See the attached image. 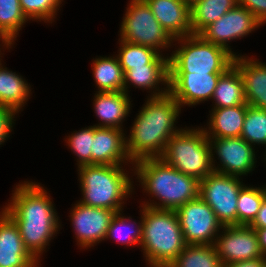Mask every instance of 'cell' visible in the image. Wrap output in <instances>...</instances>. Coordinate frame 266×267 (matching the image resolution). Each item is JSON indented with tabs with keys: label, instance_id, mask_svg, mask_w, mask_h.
I'll use <instances>...</instances> for the list:
<instances>
[{
	"label": "cell",
	"instance_id": "6da1fadb",
	"mask_svg": "<svg viewBox=\"0 0 266 267\" xmlns=\"http://www.w3.org/2000/svg\"><path fill=\"white\" fill-rule=\"evenodd\" d=\"M167 88L150 96L135 119L126 140V151L133 165L141 159L161 157L167 142L180 131L174 128L180 105Z\"/></svg>",
	"mask_w": 266,
	"mask_h": 267
},
{
	"label": "cell",
	"instance_id": "7a4b0ae2",
	"mask_svg": "<svg viewBox=\"0 0 266 267\" xmlns=\"http://www.w3.org/2000/svg\"><path fill=\"white\" fill-rule=\"evenodd\" d=\"M11 201L3 210L17 224L25 248L38 261L59 227L50 197L39 184L24 182L16 187Z\"/></svg>",
	"mask_w": 266,
	"mask_h": 267
},
{
	"label": "cell",
	"instance_id": "3957f363",
	"mask_svg": "<svg viewBox=\"0 0 266 267\" xmlns=\"http://www.w3.org/2000/svg\"><path fill=\"white\" fill-rule=\"evenodd\" d=\"M138 179L151 195L162 204L144 203L154 209L176 210L188 201L199 197L200 181L176 170L162 158H145L135 162Z\"/></svg>",
	"mask_w": 266,
	"mask_h": 267
},
{
	"label": "cell",
	"instance_id": "277c9868",
	"mask_svg": "<svg viewBox=\"0 0 266 267\" xmlns=\"http://www.w3.org/2000/svg\"><path fill=\"white\" fill-rule=\"evenodd\" d=\"M142 240L148 264L169 265L186 247L175 210L154 209L143 205Z\"/></svg>",
	"mask_w": 266,
	"mask_h": 267
},
{
	"label": "cell",
	"instance_id": "5b68a950",
	"mask_svg": "<svg viewBox=\"0 0 266 267\" xmlns=\"http://www.w3.org/2000/svg\"><path fill=\"white\" fill-rule=\"evenodd\" d=\"M83 198L80 203L97 208L122 211L121 202L132 184L119 165H84L78 167Z\"/></svg>",
	"mask_w": 266,
	"mask_h": 267
},
{
	"label": "cell",
	"instance_id": "8992f818",
	"mask_svg": "<svg viewBox=\"0 0 266 267\" xmlns=\"http://www.w3.org/2000/svg\"><path fill=\"white\" fill-rule=\"evenodd\" d=\"M213 157L204 129L181 128L167 142L160 158L176 170L200 181L214 172Z\"/></svg>",
	"mask_w": 266,
	"mask_h": 267
},
{
	"label": "cell",
	"instance_id": "52a82bcc",
	"mask_svg": "<svg viewBox=\"0 0 266 267\" xmlns=\"http://www.w3.org/2000/svg\"><path fill=\"white\" fill-rule=\"evenodd\" d=\"M175 40L183 45L169 57V73H224L233 65L234 56L228 50L200 35Z\"/></svg>",
	"mask_w": 266,
	"mask_h": 267
},
{
	"label": "cell",
	"instance_id": "ba28073f",
	"mask_svg": "<svg viewBox=\"0 0 266 267\" xmlns=\"http://www.w3.org/2000/svg\"><path fill=\"white\" fill-rule=\"evenodd\" d=\"M120 28L121 40L160 51L174 40L160 25L145 0H132ZM159 49V50H158Z\"/></svg>",
	"mask_w": 266,
	"mask_h": 267
},
{
	"label": "cell",
	"instance_id": "9c48e42d",
	"mask_svg": "<svg viewBox=\"0 0 266 267\" xmlns=\"http://www.w3.org/2000/svg\"><path fill=\"white\" fill-rule=\"evenodd\" d=\"M243 186L237 176L213 172L200 180L199 197L212 208L223 226L237 225L238 195Z\"/></svg>",
	"mask_w": 266,
	"mask_h": 267
},
{
	"label": "cell",
	"instance_id": "30bf717a",
	"mask_svg": "<svg viewBox=\"0 0 266 267\" xmlns=\"http://www.w3.org/2000/svg\"><path fill=\"white\" fill-rule=\"evenodd\" d=\"M175 211L186 244L211 245L215 243L216 232L222 229L223 225L218 221L212 208L201 197L188 201Z\"/></svg>",
	"mask_w": 266,
	"mask_h": 267
},
{
	"label": "cell",
	"instance_id": "8fae6325",
	"mask_svg": "<svg viewBox=\"0 0 266 267\" xmlns=\"http://www.w3.org/2000/svg\"><path fill=\"white\" fill-rule=\"evenodd\" d=\"M223 231L224 236H219L214 243L223 266L264 257L259 247L257 231L250 226H223Z\"/></svg>",
	"mask_w": 266,
	"mask_h": 267
},
{
	"label": "cell",
	"instance_id": "7c38bea8",
	"mask_svg": "<svg viewBox=\"0 0 266 267\" xmlns=\"http://www.w3.org/2000/svg\"><path fill=\"white\" fill-rule=\"evenodd\" d=\"M260 25L261 23L247 8L237 5L207 26L199 35L205 41L225 48L236 57V53H232L227 42L246 36Z\"/></svg>",
	"mask_w": 266,
	"mask_h": 267
},
{
	"label": "cell",
	"instance_id": "4fadbf2b",
	"mask_svg": "<svg viewBox=\"0 0 266 267\" xmlns=\"http://www.w3.org/2000/svg\"><path fill=\"white\" fill-rule=\"evenodd\" d=\"M208 139L211 149H216L215 152L222 164L221 168H216L214 166V172L239 177L253 170L256 159L255 152L252 148L253 146L247 143L243 138Z\"/></svg>",
	"mask_w": 266,
	"mask_h": 267
},
{
	"label": "cell",
	"instance_id": "5bb4252c",
	"mask_svg": "<svg viewBox=\"0 0 266 267\" xmlns=\"http://www.w3.org/2000/svg\"><path fill=\"white\" fill-rule=\"evenodd\" d=\"M223 73H169V94L179 103L195 105L212 99Z\"/></svg>",
	"mask_w": 266,
	"mask_h": 267
},
{
	"label": "cell",
	"instance_id": "9a60e30c",
	"mask_svg": "<svg viewBox=\"0 0 266 267\" xmlns=\"http://www.w3.org/2000/svg\"><path fill=\"white\" fill-rule=\"evenodd\" d=\"M115 211L90 207L80 202L72 210L71 221L81 247H90L106 239Z\"/></svg>",
	"mask_w": 266,
	"mask_h": 267
},
{
	"label": "cell",
	"instance_id": "2e32d148",
	"mask_svg": "<svg viewBox=\"0 0 266 267\" xmlns=\"http://www.w3.org/2000/svg\"><path fill=\"white\" fill-rule=\"evenodd\" d=\"M2 211L0 214V267H37V260L23 244L17 224L4 210Z\"/></svg>",
	"mask_w": 266,
	"mask_h": 267
},
{
	"label": "cell",
	"instance_id": "e0dca14e",
	"mask_svg": "<svg viewBox=\"0 0 266 267\" xmlns=\"http://www.w3.org/2000/svg\"><path fill=\"white\" fill-rule=\"evenodd\" d=\"M122 129L94 126L91 165H121L130 162Z\"/></svg>",
	"mask_w": 266,
	"mask_h": 267
},
{
	"label": "cell",
	"instance_id": "ac0fdd59",
	"mask_svg": "<svg viewBox=\"0 0 266 267\" xmlns=\"http://www.w3.org/2000/svg\"><path fill=\"white\" fill-rule=\"evenodd\" d=\"M160 25L173 38L192 35L190 5L183 0H145Z\"/></svg>",
	"mask_w": 266,
	"mask_h": 267
},
{
	"label": "cell",
	"instance_id": "d6986e66",
	"mask_svg": "<svg viewBox=\"0 0 266 267\" xmlns=\"http://www.w3.org/2000/svg\"><path fill=\"white\" fill-rule=\"evenodd\" d=\"M238 56L234 57L233 65L239 70L243 79L247 104L266 109V65Z\"/></svg>",
	"mask_w": 266,
	"mask_h": 267
},
{
	"label": "cell",
	"instance_id": "ffe728a7",
	"mask_svg": "<svg viewBox=\"0 0 266 267\" xmlns=\"http://www.w3.org/2000/svg\"><path fill=\"white\" fill-rule=\"evenodd\" d=\"M124 91L99 92L94 99L96 115L102 120L97 127L122 129L120 122L130 111V100Z\"/></svg>",
	"mask_w": 266,
	"mask_h": 267
},
{
	"label": "cell",
	"instance_id": "44dd1931",
	"mask_svg": "<svg viewBox=\"0 0 266 267\" xmlns=\"http://www.w3.org/2000/svg\"><path fill=\"white\" fill-rule=\"evenodd\" d=\"M247 107L248 104L214 108L209 120L210 132H207L208 130L204 128L207 138L240 137L243 130Z\"/></svg>",
	"mask_w": 266,
	"mask_h": 267
},
{
	"label": "cell",
	"instance_id": "7402d4cb",
	"mask_svg": "<svg viewBox=\"0 0 266 267\" xmlns=\"http://www.w3.org/2000/svg\"><path fill=\"white\" fill-rule=\"evenodd\" d=\"M214 108H225L247 104L243 79L239 70L230 66L220 77L214 90Z\"/></svg>",
	"mask_w": 266,
	"mask_h": 267
},
{
	"label": "cell",
	"instance_id": "603a6c76",
	"mask_svg": "<svg viewBox=\"0 0 266 267\" xmlns=\"http://www.w3.org/2000/svg\"><path fill=\"white\" fill-rule=\"evenodd\" d=\"M238 5V0H197L190 6L191 27L199 35L226 12Z\"/></svg>",
	"mask_w": 266,
	"mask_h": 267
},
{
	"label": "cell",
	"instance_id": "cb8c5ba5",
	"mask_svg": "<svg viewBox=\"0 0 266 267\" xmlns=\"http://www.w3.org/2000/svg\"><path fill=\"white\" fill-rule=\"evenodd\" d=\"M30 91L24 79L3 68L0 61V105L18 113L28 99Z\"/></svg>",
	"mask_w": 266,
	"mask_h": 267
},
{
	"label": "cell",
	"instance_id": "d4e9b609",
	"mask_svg": "<svg viewBox=\"0 0 266 267\" xmlns=\"http://www.w3.org/2000/svg\"><path fill=\"white\" fill-rule=\"evenodd\" d=\"M93 75L99 92L124 91V72L118 58H96Z\"/></svg>",
	"mask_w": 266,
	"mask_h": 267
},
{
	"label": "cell",
	"instance_id": "484cf974",
	"mask_svg": "<svg viewBox=\"0 0 266 267\" xmlns=\"http://www.w3.org/2000/svg\"><path fill=\"white\" fill-rule=\"evenodd\" d=\"M170 267H224L214 244H187Z\"/></svg>",
	"mask_w": 266,
	"mask_h": 267
},
{
	"label": "cell",
	"instance_id": "4316f807",
	"mask_svg": "<svg viewBox=\"0 0 266 267\" xmlns=\"http://www.w3.org/2000/svg\"><path fill=\"white\" fill-rule=\"evenodd\" d=\"M121 48L117 56L124 74L132 67L146 64H169V58H163L157 50L121 40Z\"/></svg>",
	"mask_w": 266,
	"mask_h": 267
},
{
	"label": "cell",
	"instance_id": "83f0119b",
	"mask_svg": "<svg viewBox=\"0 0 266 267\" xmlns=\"http://www.w3.org/2000/svg\"><path fill=\"white\" fill-rule=\"evenodd\" d=\"M162 81L169 86V64H146L132 67L124 74V92L127 93L129 82L139 88L156 89L158 83Z\"/></svg>",
	"mask_w": 266,
	"mask_h": 267
},
{
	"label": "cell",
	"instance_id": "f1b7e54d",
	"mask_svg": "<svg viewBox=\"0 0 266 267\" xmlns=\"http://www.w3.org/2000/svg\"><path fill=\"white\" fill-rule=\"evenodd\" d=\"M19 0H0V40L7 48L26 22Z\"/></svg>",
	"mask_w": 266,
	"mask_h": 267
},
{
	"label": "cell",
	"instance_id": "f546056e",
	"mask_svg": "<svg viewBox=\"0 0 266 267\" xmlns=\"http://www.w3.org/2000/svg\"><path fill=\"white\" fill-rule=\"evenodd\" d=\"M266 198V188L243 186L238 195L237 225L249 226Z\"/></svg>",
	"mask_w": 266,
	"mask_h": 267
},
{
	"label": "cell",
	"instance_id": "4dcf8cb0",
	"mask_svg": "<svg viewBox=\"0 0 266 267\" xmlns=\"http://www.w3.org/2000/svg\"><path fill=\"white\" fill-rule=\"evenodd\" d=\"M240 137L250 145H266V109L248 105Z\"/></svg>",
	"mask_w": 266,
	"mask_h": 267
},
{
	"label": "cell",
	"instance_id": "1f68e13d",
	"mask_svg": "<svg viewBox=\"0 0 266 267\" xmlns=\"http://www.w3.org/2000/svg\"><path fill=\"white\" fill-rule=\"evenodd\" d=\"M20 7L27 19L52 21L59 9L61 0H19Z\"/></svg>",
	"mask_w": 266,
	"mask_h": 267
},
{
	"label": "cell",
	"instance_id": "d6a6232c",
	"mask_svg": "<svg viewBox=\"0 0 266 267\" xmlns=\"http://www.w3.org/2000/svg\"><path fill=\"white\" fill-rule=\"evenodd\" d=\"M94 139V126L84 128L69 136L68 145L79 157V166L91 165L92 140Z\"/></svg>",
	"mask_w": 266,
	"mask_h": 267
},
{
	"label": "cell",
	"instance_id": "836d02e7",
	"mask_svg": "<svg viewBox=\"0 0 266 267\" xmlns=\"http://www.w3.org/2000/svg\"><path fill=\"white\" fill-rule=\"evenodd\" d=\"M120 215H121V213L119 211V212L115 213V215L111 219L106 238H109V237L113 238V236L118 234L119 237L117 238V241L122 243V244L126 243L128 245H131V244L135 245V244L141 243V240H142V222L139 223L140 225H138V227L136 228L137 230L134 231L133 228L129 224H127V222H125L128 219L121 217ZM121 227L122 228L125 227L124 229H129L126 231L128 233L123 232L124 234L123 233L121 234V232H122ZM121 235H123V236H121ZM125 237H127V238H125Z\"/></svg>",
	"mask_w": 266,
	"mask_h": 267
},
{
	"label": "cell",
	"instance_id": "e575fe53",
	"mask_svg": "<svg viewBox=\"0 0 266 267\" xmlns=\"http://www.w3.org/2000/svg\"><path fill=\"white\" fill-rule=\"evenodd\" d=\"M16 114L11 108L0 105V145L5 142L12 129L13 117Z\"/></svg>",
	"mask_w": 266,
	"mask_h": 267
},
{
	"label": "cell",
	"instance_id": "d590c367",
	"mask_svg": "<svg viewBox=\"0 0 266 267\" xmlns=\"http://www.w3.org/2000/svg\"><path fill=\"white\" fill-rule=\"evenodd\" d=\"M238 5L247 8L261 24L266 22V0H238Z\"/></svg>",
	"mask_w": 266,
	"mask_h": 267
},
{
	"label": "cell",
	"instance_id": "8d00e7d4",
	"mask_svg": "<svg viewBox=\"0 0 266 267\" xmlns=\"http://www.w3.org/2000/svg\"><path fill=\"white\" fill-rule=\"evenodd\" d=\"M249 226L254 230L266 228V198L263 200L256 218Z\"/></svg>",
	"mask_w": 266,
	"mask_h": 267
},
{
	"label": "cell",
	"instance_id": "74e56055",
	"mask_svg": "<svg viewBox=\"0 0 266 267\" xmlns=\"http://www.w3.org/2000/svg\"><path fill=\"white\" fill-rule=\"evenodd\" d=\"M266 263V258L261 257L257 259L244 260L228 264L224 267H262Z\"/></svg>",
	"mask_w": 266,
	"mask_h": 267
},
{
	"label": "cell",
	"instance_id": "f35d334b",
	"mask_svg": "<svg viewBox=\"0 0 266 267\" xmlns=\"http://www.w3.org/2000/svg\"><path fill=\"white\" fill-rule=\"evenodd\" d=\"M256 231L259 240V247L264 257L266 258V228L257 229Z\"/></svg>",
	"mask_w": 266,
	"mask_h": 267
},
{
	"label": "cell",
	"instance_id": "ab89813d",
	"mask_svg": "<svg viewBox=\"0 0 266 267\" xmlns=\"http://www.w3.org/2000/svg\"><path fill=\"white\" fill-rule=\"evenodd\" d=\"M185 3H187L188 5H192L193 3H195L197 0H183Z\"/></svg>",
	"mask_w": 266,
	"mask_h": 267
},
{
	"label": "cell",
	"instance_id": "60d3db41",
	"mask_svg": "<svg viewBox=\"0 0 266 267\" xmlns=\"http://www.w3.org/2000/svg\"><path fill=\"white\" fill-rule=\"evenodd\" d=\"M151 267H170V265L154 264V265H151Z\"/></svg>",
	"mask_w": 266,
	"mask_h": 267
}]
</instances>
